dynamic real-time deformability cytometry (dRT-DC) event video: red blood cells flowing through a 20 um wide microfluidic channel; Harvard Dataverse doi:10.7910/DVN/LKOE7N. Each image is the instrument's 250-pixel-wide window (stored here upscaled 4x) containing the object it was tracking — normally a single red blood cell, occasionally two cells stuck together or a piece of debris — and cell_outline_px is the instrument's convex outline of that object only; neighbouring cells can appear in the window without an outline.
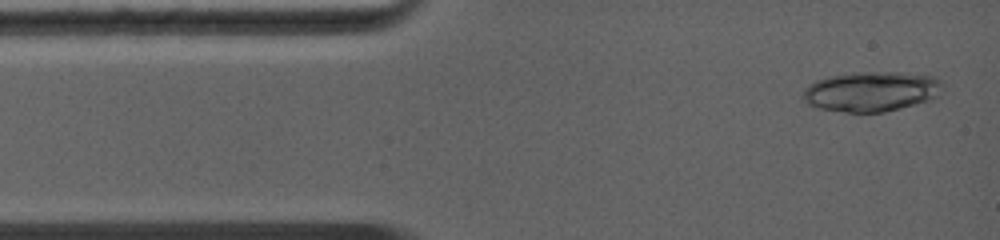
{"species": "common noctule bat (a hibernating species)", "species_latin": "Nyctalus noctula", "temperature_condition": "warm", "stored_images_in_passage": 4, "camera_frame_rate_fps": 5000, "um_per_image_px": 0.085, "animal": {"sex": "female", "body_mass_g": 19.0, "forearm_length_mm": 56.7}, "frame": {"image": 1, "passage_image": 1, "time_ms": 0.0, "image_size_px": [1000, 240], "cell_outline_px": [[944, 84], [940, 96], [932, 100], [884, 112], [844, 112], [820, 108], [808, 104], [800, 96], [804, 88], [808, 84], [816, 80], [832, 76], [856, 72], [896, 72], [936, 76]], "centroid_in_image_um": [74.1, 7.77], "position_along_channel_um": 10.9, "area_um2": 32.89}}